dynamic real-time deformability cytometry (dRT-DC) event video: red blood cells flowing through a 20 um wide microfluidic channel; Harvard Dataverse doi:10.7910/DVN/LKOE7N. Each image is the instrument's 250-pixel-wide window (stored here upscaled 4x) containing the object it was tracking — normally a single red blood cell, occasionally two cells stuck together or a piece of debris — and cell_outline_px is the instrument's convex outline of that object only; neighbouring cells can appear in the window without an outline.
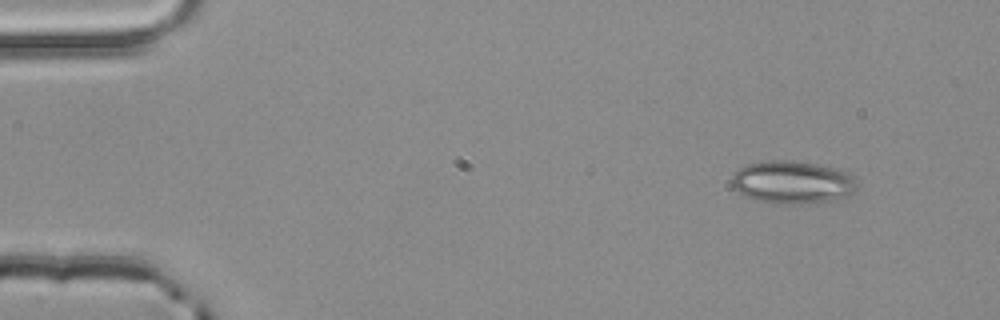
{"species": "common noctule bat (a hibernating species)", "species_latin": "Nyctalus noctula", "temperature_condition": "room temperature", "stored_images_in_passage": 3, "camera_frame_rate_fps": 3000, "um_per_image_px": 0.085, "animal": {"sex": "male", "body_mass_g": 20.4}, "frame": {"image": 1, "passage_image": 1, "time_ms": 0.0, "image_size_px": [1000, 320], "cell_outline_px": [[856, 188], [848, 196], [836, 200], [800, 204], [768, 204], [744, 196], [732, 188], [732, 176], [740, 168], [748, 164], [764, 160], [788, 160], [812, 164], [832, 168], [844, 172], [852, 176]], "centroid_in_image_um": [67.28, 15.52], "position_along_channel_um": 17.7, "area_um2": 31.15}}